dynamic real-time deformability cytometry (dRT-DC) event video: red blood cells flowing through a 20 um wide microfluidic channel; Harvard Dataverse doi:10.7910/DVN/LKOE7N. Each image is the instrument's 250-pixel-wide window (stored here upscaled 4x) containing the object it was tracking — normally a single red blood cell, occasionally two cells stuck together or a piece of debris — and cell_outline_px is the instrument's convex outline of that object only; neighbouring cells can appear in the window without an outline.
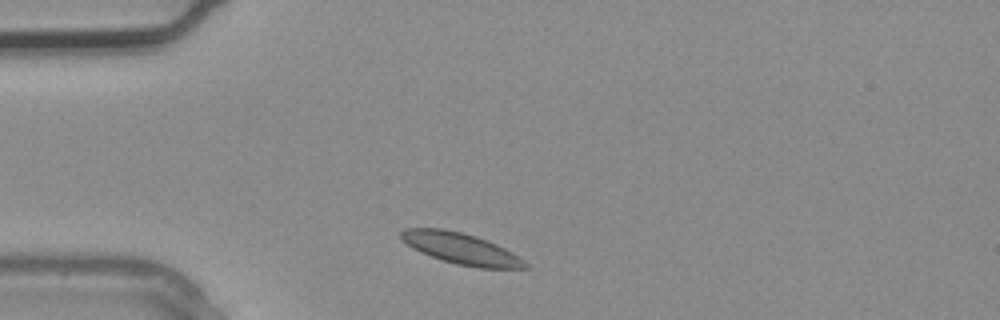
{"species": "common noctule bat (a hibernating species)", "species_latin": "Nyctalus noctula", "temperature_condition": "warm", "stored_images_in_passage": 1, "camera_frame_rate_fps": 3000, "um_per_image_px": 0.085, "animal": {"sex": "male", "body_mass_g": 20.4}, "frame": {"image": 1, "passage_image": 1, "time_ms": 0.0, "image_size_px": [1000, 320], "cell_outline_px": [[528, 268], [476, 268], [456, 264], [420, 252], [412, 248], [400, 236], [400, 232], [408, 228], [444, 228], [476, 236], [496, 244], [504, 248], [524, 260], [528, 264]], "centroid_in_image_um": [39.19, 21.13], "position_along_channel_um": 45.8, "area_um2": 22.25}}